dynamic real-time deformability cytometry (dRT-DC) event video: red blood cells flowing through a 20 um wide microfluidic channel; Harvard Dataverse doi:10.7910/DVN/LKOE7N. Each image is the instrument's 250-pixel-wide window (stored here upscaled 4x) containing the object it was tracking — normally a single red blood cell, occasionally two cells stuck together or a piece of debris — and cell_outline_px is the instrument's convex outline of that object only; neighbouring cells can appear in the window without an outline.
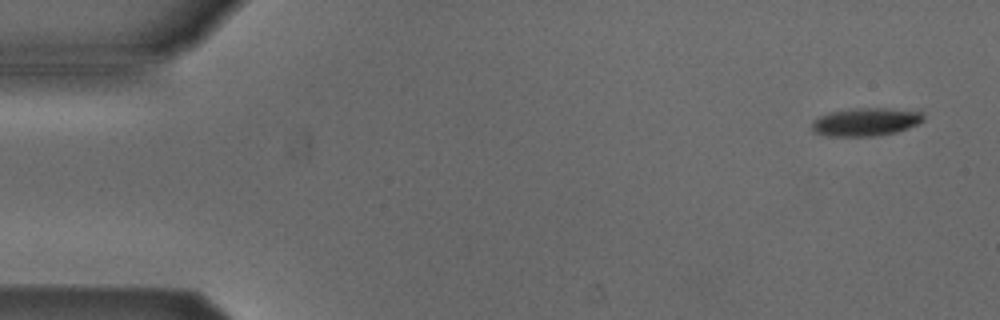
{"species": "Egyptian fruit bat (a non-hibernating species)", "species_latin": "Rousettus aegyptiacus", "temperature_condition": "cold", "stored_images_in_passage": 13, "camera_frame_rate_fps": 3000, "um_per_image_px": 0.085, "animal": {"sex": "male"}, "frame": {"image": 1, "passage_image": 1, "time_ms": 0.0, "image_size_px": [1000, 320], "cell_outline_px": [[924, 120], [908, 128], [896, 132], [876, 136], [824, 136], [812, 132], [812, 120], [828, 112], [860, 108], [920, 108], [924, 112]], "centroid_in_image_um": [73.66, 10.34], "position_along_channel_um": 11.3, "area_um2": 18.84}}